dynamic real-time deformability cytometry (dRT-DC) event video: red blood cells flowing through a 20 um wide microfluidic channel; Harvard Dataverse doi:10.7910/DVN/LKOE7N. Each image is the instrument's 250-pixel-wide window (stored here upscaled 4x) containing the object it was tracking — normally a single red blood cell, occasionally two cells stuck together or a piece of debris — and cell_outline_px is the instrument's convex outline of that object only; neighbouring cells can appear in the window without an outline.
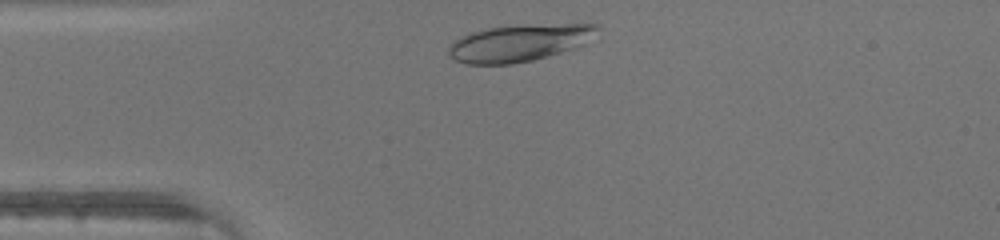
{"species": "human", "species_latin": "Homo sapiens", "temperature_condition": "warm", "stored_images_in_passage": 28, "camera_frame_rate_fps": 3000, "um_per_image_px": 0.085, "donor": {"sex": "male"}, "frame": {"image": 1, "passage_image": 2, "time_ms": 0.333, "image_size_px": [1000, 240], "cell_outline_px": [[600, 28], [580, 44], [572, 48], [560, 52], [532, 60], [512, 64], [468, 64], [456, 60], [448, 52], [448, 48], [460, 36], [472, 32], [488, 28], [528, 24], [600, 24]], "centroid_in_image_um": [44.09, 3.63], "position_along_channel_um": 40.9, "area_um2": 31.39}}
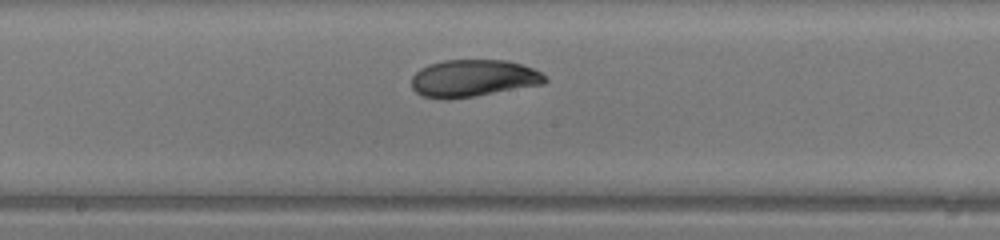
{"frame": {"image": 2, "passage_image": 15, "time_ms": 4.667, "image_size_px": [1000, 240], "cell_outline_px": [[548, 80], [544, 84], [448, 100], [444, 100], [424, 96], [416, 92], [412, 88], [412, 76], [420, 68], [428, 64], [444, 60], [508, 60], [524, 64], [548, 76]], "centroid_in_image_um": [40.24, 6.64], "position_along_channel_um": 208.0, "area_um2": 29.07}}
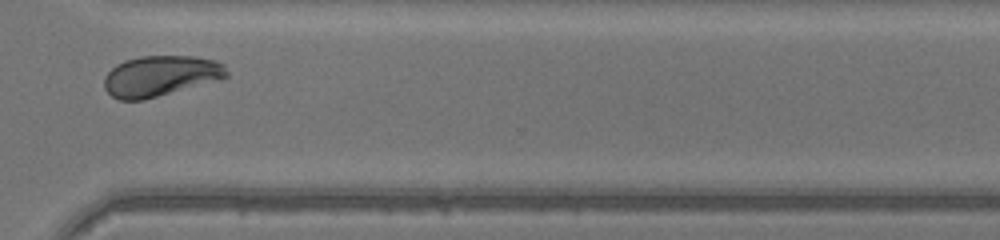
{"frame": {"image": 3, "passage_image": 25, "time_ms": 8.0, "image_size_px": [1000, 240], "cell_outline_px": [[228, 76], [220, 80], [144, 100], [120, 100], [112, 96], [104, 88], [104, 76], [116, 64], [124, 60], [140, 56], [196, 56], [216, 60], [224, 64], [228, 72]], "centroid_in_image_um": [13.65, 6.45], "position_along_channel_um": 356.9, "area_um2": 29.3}}